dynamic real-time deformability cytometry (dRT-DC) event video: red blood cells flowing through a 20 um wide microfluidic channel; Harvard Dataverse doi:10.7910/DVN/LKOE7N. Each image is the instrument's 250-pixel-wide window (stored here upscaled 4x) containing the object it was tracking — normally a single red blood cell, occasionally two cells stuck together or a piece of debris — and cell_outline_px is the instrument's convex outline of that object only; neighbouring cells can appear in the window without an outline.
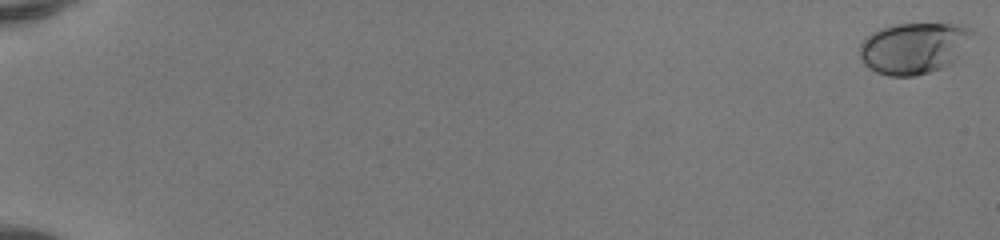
{"species": "human", "species_latin": "Homo sapiens", "temperature_condition": "room temperature", "stored_images_in_passage": 52, "camera_frame_rate_fps": 3000, "um_per_image_px": 0.085, "donor": {"sex": "female"}, "frame": {"image": 1, "passage_image": 1, "time_ms": 0.0, "image_size_px": [1000, 240], "cell_outline_px": [[972, 32], [952, 64], [916, 76], [888, 76], [876, 72], [868, 68], [864, 64], [860, 56], [860, 44], [864, 36], [880, 28], [896, 24], [964, 24], [972, 28]], "centroid_in_image_um": [77.6, 4.08], "position_along_channel_um": 7.4, "area_um2": 33.47}}
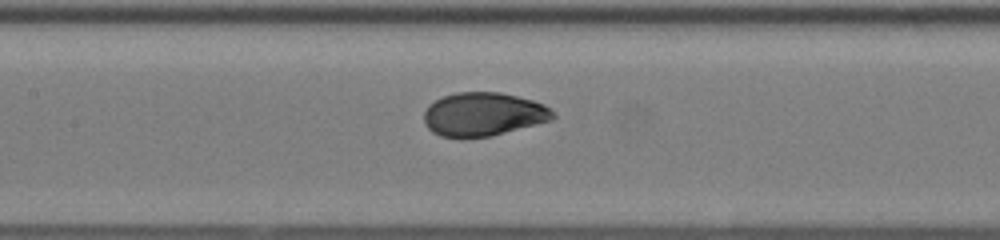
{"frame": {"image": 2, "passage_image": 28, "time_ms": 9.0, "image_size_px": [1000, 240], "cell_outline_px": [[556, 116], [552, 120], [488, 136], [460, 140], [440, 136], [432, 132], [424, 124], [424, 112], [428, 104], [444, 96], [456, 92], [500, 92], [532, 100], [544, 104]], "centroid_in_image_um": [41.02, 9.73], "position_along_channel_um": 166.4, "area_um2": 32.95}}
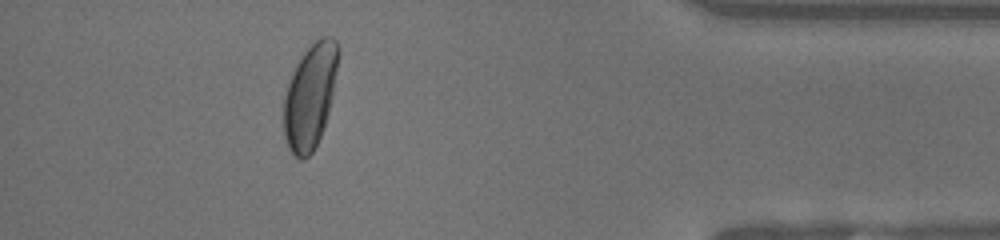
{"frame": {"image": 3, "passage_image": 48, "time_ms": 15.667, "image_size_px": [1000, 240], "cell_outline_px": [[340, 52], [328, 112], [324, 128], [312, 152], [304, 160], [300, 160], [288, 148], [284, 136], [284, 96], [288, 84], [296, 64], [300, 56], [320, 36], [328, 36], [336, 40], [340, 48]], "centroid_in_image_um": [26.36, 8.16], "position_along_channel_um": 408.8, "area_um2": 33.0}, "authors_computed_cell_mechanics": {"area_um2": 32.8593, "velocity_mm_per_s": 4.151, "shape_relaxation_time_tau1_ms": 3.2091, "shape_relaxation_time_tau2_ms": null, "deformation_change_tau1": 0.1724, "deformation_change_tau2": null}}